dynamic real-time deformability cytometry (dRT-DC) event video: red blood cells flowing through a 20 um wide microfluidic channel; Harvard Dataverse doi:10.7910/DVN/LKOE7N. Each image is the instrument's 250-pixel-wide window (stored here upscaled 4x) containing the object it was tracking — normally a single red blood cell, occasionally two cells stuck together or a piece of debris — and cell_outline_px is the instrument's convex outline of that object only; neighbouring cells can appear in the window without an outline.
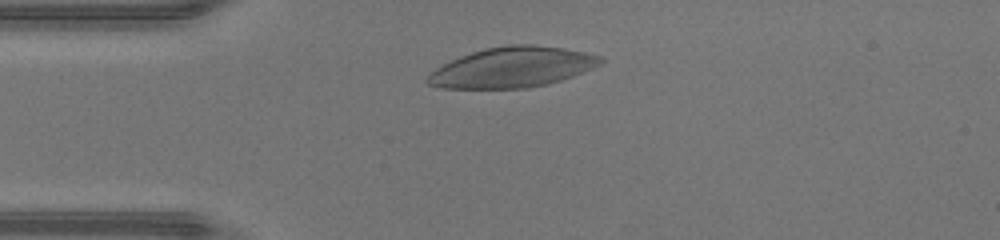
{"species": "human", "species_latin": "Homo sapiens", "temperature_condition": "warm", "stored_images_in_passage": 33, "camera_frame_rate_fps": 3000, "um_per_image_px": 0.085, "donor": {"sex": "male"}, "frame": {"image": 1, "passage_image": 5, "time_ms": 1.333, "image_size_px": [1000, 240], "cell_outline_px": [[604, 60], [600, 64], [592, 68], [572, 76], [548, 84], [524, 88], [440, 88], [428, 84], [424, 80], [436, 68], [460, 56], [472, 52], [488, 48], [508, 44], [532, 44], [564, 48], [584, 52], [600, 56]], "centroid_in_image_um": [43.54, 5.72], "position_along_channel_um": 41.5, "area_um2": 40.34}}
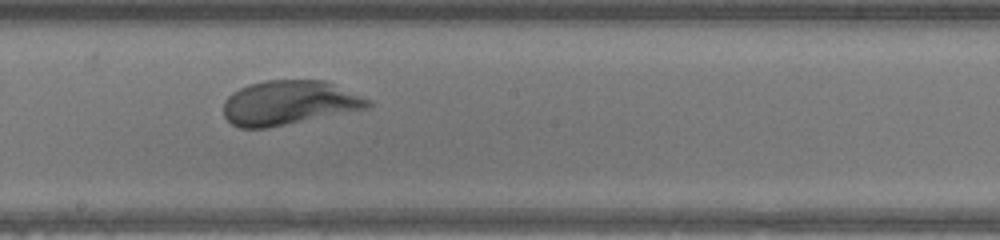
{"frame": {"image": 2, "passage_image": 19, "time_ms": 6.0, "image_size_px": [1000, 240], "cell_outline_px": [[372, 104], [368, 108], [268, 128], [240, 128], [232, 124], [224, 116], [224, 100], [232, 92], [248, 84], [268, 80], [324, 80], [372, 100]], "centroid_in_image_um": [24.56, 8.74], "position_along_channel_um": 223.6, "area_um2": 37.28}}
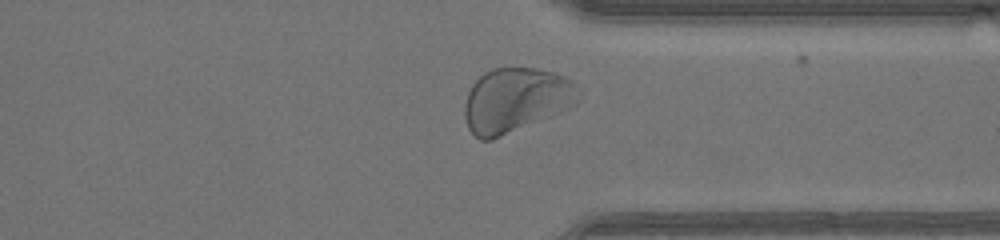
{"frame": {"image": 3, "passage_image": 29, "time_ms": 9.333, "image_size_px": [1000, 240], "cell_outline_px": [[580, 100], [572, 108], [492, 140], [480, 140], [468, 128], [464, 116], [464, 104], [468, 92], [472, 84], [484, 72], [492, 68], [536, 68], [568, 76], [572, 80]], "centroid_in_image_um": [43.84, 8.51], "position_along_channel_um": 367.6, "area_um2": 43.06}, "authors_computed_cell_mechanics": {"area_um2": 38.8416, "velocity_mm_per_s": 4.3557, "shape_relaxation_time_tau1_ms": 1.4618, "shape_relaxation_time_tau2_ms": null, "deformation_change_tau1": 0.1334, "deformation_change_tau2": null}}